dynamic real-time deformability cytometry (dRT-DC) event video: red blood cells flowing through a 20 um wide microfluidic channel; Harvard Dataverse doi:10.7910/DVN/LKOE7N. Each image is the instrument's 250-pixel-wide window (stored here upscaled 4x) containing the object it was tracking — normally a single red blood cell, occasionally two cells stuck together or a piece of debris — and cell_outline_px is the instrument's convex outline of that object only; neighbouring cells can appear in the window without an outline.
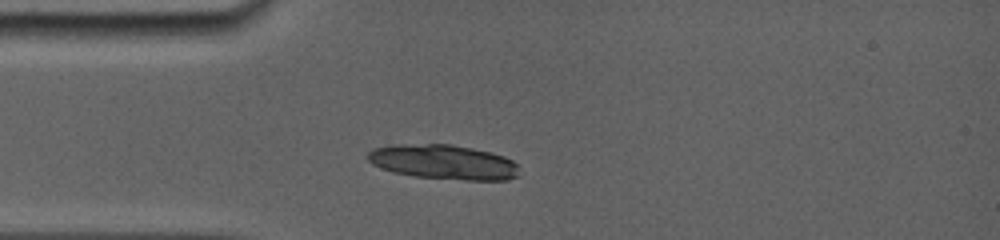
{"species": "common noctule bat (a hibernating species)", "species_latin": "Nyctalus noctula", "temperature_condition": "room temperature", "stored_images_in_passage": 2, "camera_frame_rate_fps": 5000, "um_per_image_px": 0.085, "animal": {"sex": "female", "body_mass_g": 19.0, "forearm_length_mm": 56.7}, "frame": {"image": 1, "passage_image": 1, "time_ms": 0.0, "image_size_px": [1000, 240], "cell_outline_px": [[520, 176], [508, 180], [464, 180], [412, 176], [392, 172], [380, 168], [372, 164], [368, 160], [368, 152], [372, 148], [392, 144], [452, 144], [492, 152], [504, 156], [512, 160], [516, 164]], "centroid_in_image_um": [37.69, 13.77], "position_along_channel_um": 47.3, "area_um2": 30.98}}